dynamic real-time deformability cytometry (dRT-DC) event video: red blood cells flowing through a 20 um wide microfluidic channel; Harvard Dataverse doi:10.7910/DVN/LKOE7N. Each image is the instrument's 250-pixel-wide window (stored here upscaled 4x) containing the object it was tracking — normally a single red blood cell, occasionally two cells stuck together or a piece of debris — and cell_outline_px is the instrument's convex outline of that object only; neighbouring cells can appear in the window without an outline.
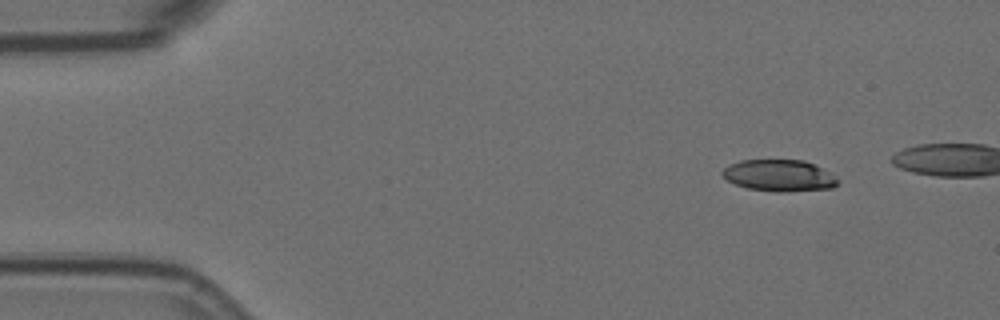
{"species": "Egyptian fruit bat (a non-hibernating species)", "species_latin": "Rousettus aegyptiacus", "temperature_condition": "room temperature", "stored_images_in_passage": 5, "camera_frame_rate_fps": 3000, "um_per_image_px": 0.085, "animal": {"sex": "female"}, "frame": {"image": 1, "passage_image": 1, "time_ms": 0.0, "image_size_px": [1000, 320], "cell_outline_px": [[840, 180], [832, 188], [788, 192], [776, 192], [748, 188], [736, 184], [728, 180], [720, 172], [728, 164], [740, 160], [804, 160], [832, 172]], "centroid_in_image_um": [66.26, 14.92], "position_along_channel_um": 18.7, "area_um2": 21.44}}